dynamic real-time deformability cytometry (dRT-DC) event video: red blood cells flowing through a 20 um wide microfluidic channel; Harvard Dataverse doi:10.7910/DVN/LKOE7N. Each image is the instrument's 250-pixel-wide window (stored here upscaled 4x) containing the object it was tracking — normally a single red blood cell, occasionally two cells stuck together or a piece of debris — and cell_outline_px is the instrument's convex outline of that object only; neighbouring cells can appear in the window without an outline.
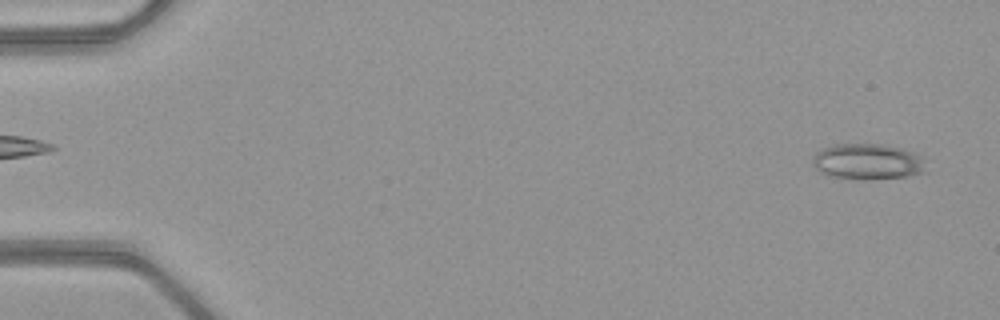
{"species": "common noctule bat (a hibernating species)", "species_latin": "Nyctalus noctula", "temperature_condition": "warm", "stored_images_in_passage": 51, "camera_frame_rate_fps": 3000, "um_per_image_px": 0.085, "animal": {"sex": "female", "body_mass_g": 21.9}, "frame": {"image": 1, "passage_image": 2, "time_ms": 0.333, "image_size_px": [1000, 320], "cell_outline_px": [[928, 172], [908, 176], [860, 180], [856, 180], [832, 176], [820, 172], [812, 164], [812, 160], [816, 152], [820, 148], [836, 144], [884, 144], [904, 148], [920, 156]], "centroid_in_image_um": [73.74, 13.74], "position_along_channel_um": 11.3, "area_um2": 23.93}}
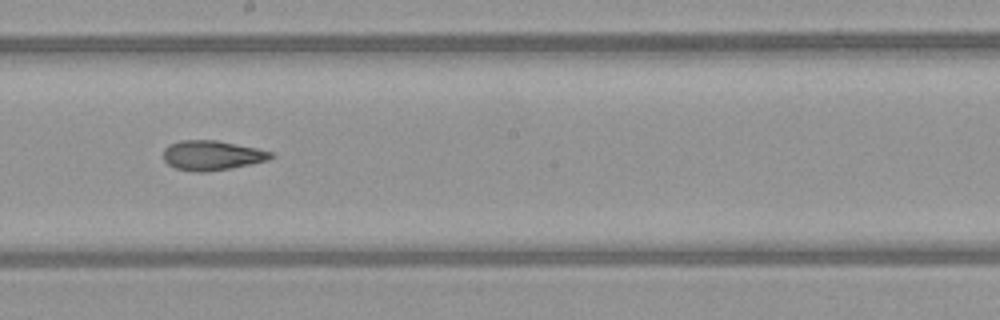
{"frame": {"image": 2, "passage_image": 29, "time_ms": 9.333, "image_size_px": [1000, 320], "cell_outline_px": [[276, 156], [268, 160], [252, 164], [232, 168], [208, 172], [196, 172], [176, 168], [168, 164], [164, 160], [164, 148], [168, 144], [180, 140], [216, 140], [256, 148], [272, 152]], "centroid_in_image_um": [18.02, 13.21], "position_along_channel_um": 230.2, "area_um2": 18.73}}
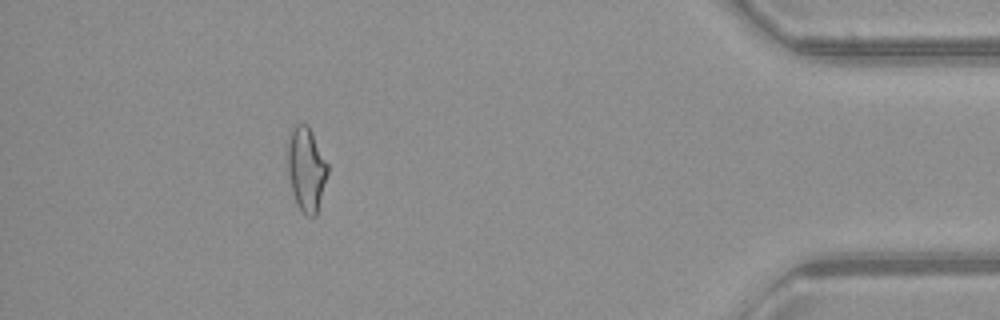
{"frame": {"image": 3, "passage_image": 46, "time_ms": 15.0, "image_size_px": [1000, 320], "cell_outline_px": [[328, 172], [316, 216], [308, 216], [300, 208], [292, 192], [288, 172], [288, 136], [292, 124], [308, 124], [328, 164]], "centroid_in_image_um": [26.03, 14.32], "position_along_channel_um": 409.2, "area_um2": 19.48}}